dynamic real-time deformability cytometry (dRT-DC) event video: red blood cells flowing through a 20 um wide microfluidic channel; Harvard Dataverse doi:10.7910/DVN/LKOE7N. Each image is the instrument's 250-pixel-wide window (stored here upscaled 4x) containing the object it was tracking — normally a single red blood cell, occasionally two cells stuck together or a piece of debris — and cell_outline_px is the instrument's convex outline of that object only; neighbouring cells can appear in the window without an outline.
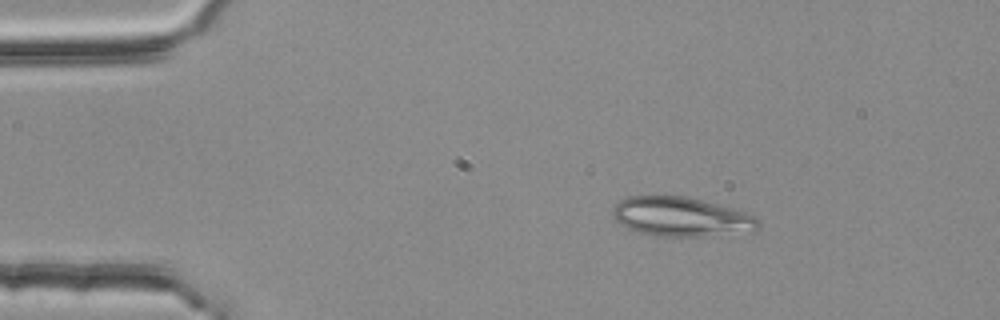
{"species": "common noctule bat (a hibernating species)", "species_latin": "Nyctalus noctula", "temperature_condition": "room temperature", "stored_images_in_passage": 4, "camera_frame_rate_fps": 3000, "um_per_image_px": 0.085, "animal": {"sex": "female", "body_mass_g": 25.1}, "frame": {"image": 1, "passage_image": 1, "time_ms": 0.0, "image_size_px": [1000, 320], "cell_outline_px": [[760, 228], [756, 232], [704, 236], [656, 236], [636, 232], [620, 224], [612, 216], [612, 208], [620, 200], [628, 196], [684, 196], [716, 204], [744, 212], [756, 216], [760, 220]], "centroid_in_image_um": [57.92, 18.45], "position_along_channel_um": 27.1, "area_um2": 33.58}}
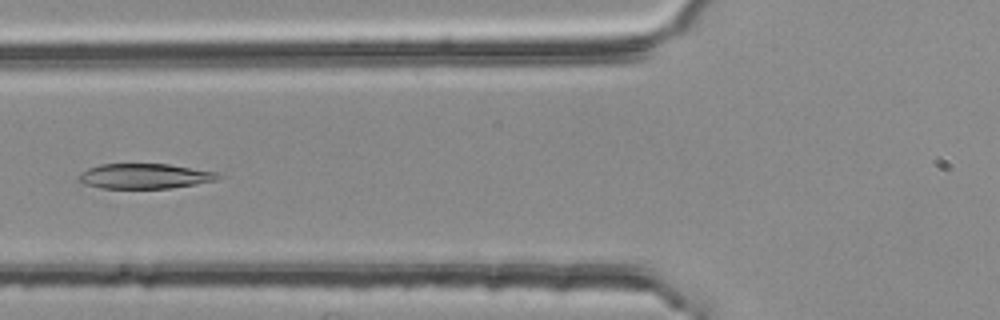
{"frame": {"image": 2, "passage_image": 4, "time_ms": 1.0, "image_size_px": [1000, 320], "cell_outline_px": [[224, 176], [216, 180], [196, 184], [168, 188], [100, 188], [84, 184], [80, 180], [80, 172], [88, 168], [100, 164], [168, 164], [220, 172]], "centroid_in_image_um": [12.35, 14.96], "position_along_channel_um": 113.5, "area_um2": 20.4}}